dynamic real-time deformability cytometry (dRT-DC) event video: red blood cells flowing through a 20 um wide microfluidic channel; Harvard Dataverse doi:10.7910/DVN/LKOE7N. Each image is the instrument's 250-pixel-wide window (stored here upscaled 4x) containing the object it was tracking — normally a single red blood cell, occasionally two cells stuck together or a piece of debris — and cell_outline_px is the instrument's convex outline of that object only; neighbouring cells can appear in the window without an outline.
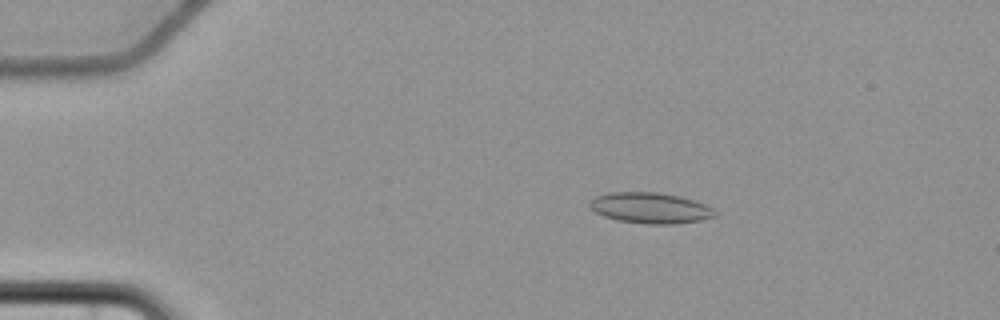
{"species": "common noctule bat (a hibernating species)", "species_latin": "Nyctalus noctula", "temperature_condition": "cold", "stored_images_in_passage": 5, "camera_frame_rate_fps": 3000, "um_per_image_px": 0.085, "animal": {"sex": "female", "body_mass_g": 22.7, "forearm_length_mm": 54.2}, "frame": {"image": 1, "passage_image": 4, "time_ms": 3.333, "image_size_px": [1000, 320], "cell_outline_px": [[716, 216], [704, 220], [676, 224], [644, 224], [620, 220], [604, 216], [596, 212], [588, 204], [596, 196], [608, 192], [656, 192], [680, 196], [704, 204], [712, 208], [716, 212]], "centroid_in_image_um": [55.3, 17.68], "position_along_channel_um": 29.7, "area_um2": 22.43}}